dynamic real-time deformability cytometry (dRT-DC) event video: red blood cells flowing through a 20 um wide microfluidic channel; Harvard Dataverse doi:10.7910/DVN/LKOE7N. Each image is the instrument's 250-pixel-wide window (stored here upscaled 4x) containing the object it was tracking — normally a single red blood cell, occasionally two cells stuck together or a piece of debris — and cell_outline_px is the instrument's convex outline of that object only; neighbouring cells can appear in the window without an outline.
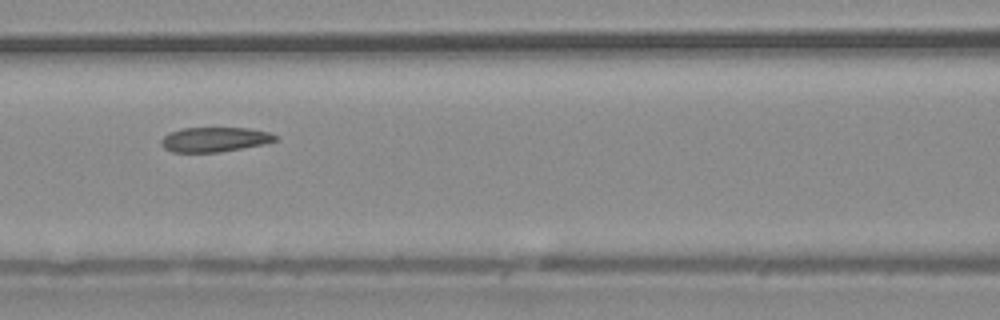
{"species": "common noctule bat (a hibernating species)", "species_latin": "Nyctalus noctula", "temperature_condition": "warm", "stored_images_in_passage": 8, "camera_frame_rate_fps": 3000, "um_per_image_px": 0.085, "animal": {"sex": "male", "body_mass_g": 20.4}, "frame": {"image": 1, "passage_image": 6, "time_ms": 1.667, "image_size_px": [1000, 320], "cell_outline_px": [[280, 140], [264, 144], [220, 152], [172, 152], [164, 148], [160, 144], [160, 140], [164, 136], [180, 128], [248, 128], [268, 132], [280, 136]], "centroid_in_image_um": [18.28, 11.86], "position_along_channel_um": 148.3, "area_um2": 16.53}}
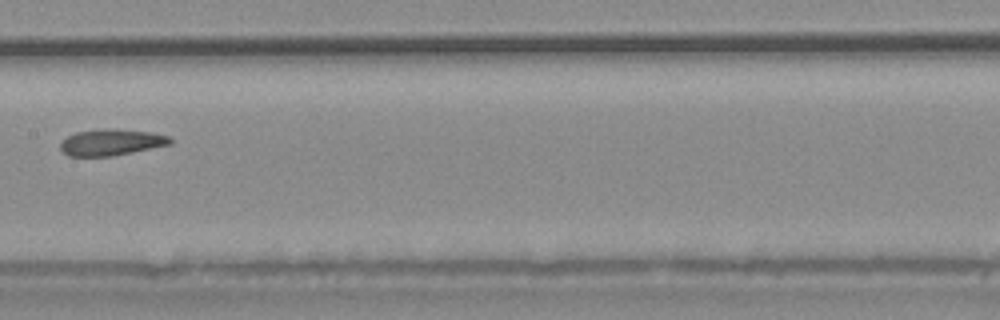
{"frame": {"image": 2, "passage_image": 7, "time_ms": 2.0, "image_size_px": [1000, 320], "cell_outline_px": [[172, 144], [112, 156], [68, 156], [60, 148], [60, 144], [68, 136], [76, 132], [104, 128], [148, 132], [168, 136], [172, 140]], "centroid_in_image_um": [9.44, 12.1], "position_along_channel_um": 198.0, "area_um2": 16.59}}